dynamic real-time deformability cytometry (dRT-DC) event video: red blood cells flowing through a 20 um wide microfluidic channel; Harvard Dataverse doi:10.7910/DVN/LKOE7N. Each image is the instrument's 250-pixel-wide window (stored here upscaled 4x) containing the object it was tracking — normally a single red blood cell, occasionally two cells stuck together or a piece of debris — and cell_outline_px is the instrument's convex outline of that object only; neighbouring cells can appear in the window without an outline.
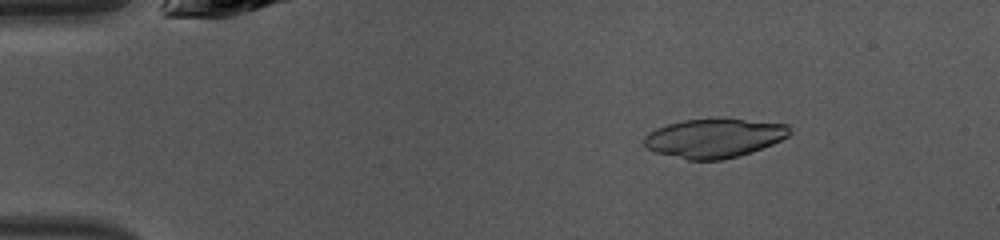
{"species": "common noctule bat (a hibernating species)", "species_latin": "Nyctalus noctula", "temperature_condition": "warm", "stored_images_in_passage": 39, "camera_frame_rate_fps": 3000, "um_per_image_px": 0.085, "animal": {"sex": "female", "body_mass_g": 10.0, "forearm_length_mm": 53.1}, "frame": {"image": 1, "passage_image": 1, "time_ms": 0.0, "image_size_px": [1000, 240], "cell_outline_px": [[792, 132], [788, 136], [772, 144], [752, 152], [720, 160], [688, 160], [656, 152], [644, 148], [644, 136], [648, 132], [656, 128], [668, 124], [684, 120], [744, 120], [788, 124]], "centroid_in_image_um": [60.68, 11.76], "position_along_channel_um": 24.3, "area_um2": 32.66}}